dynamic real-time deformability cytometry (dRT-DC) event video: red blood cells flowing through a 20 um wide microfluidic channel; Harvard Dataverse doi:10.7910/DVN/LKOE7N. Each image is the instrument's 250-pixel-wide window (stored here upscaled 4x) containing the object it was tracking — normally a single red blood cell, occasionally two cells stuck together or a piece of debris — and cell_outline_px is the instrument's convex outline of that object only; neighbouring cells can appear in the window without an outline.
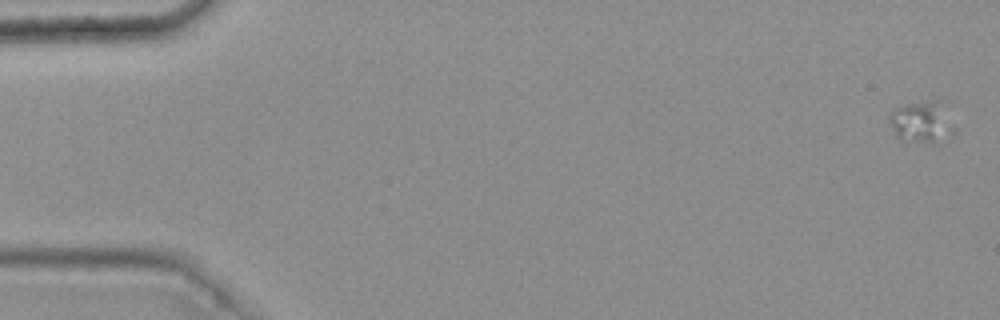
{"species": "common noctule bat (a hibernating species)", "species_latin": "Nyctalus noctula", "temperature_condition": "warm", "stored_images_in_passage": 5, "camera_frame_rate_fps": 3000, "um_per_image_px": 0.085, "animal": {"sex": "female", "body_mass_g": 25.1}, "frame": {"image": 1, "passage_image": 1, "time_ms": 0.0, "image_size_px": [1000, 320], "cell_outline_px": [[936, 144], [932, 144], [900, 140], [896, 136], [888, 120], [888, 116], [896, 108], [908, 104], [932, 104], [936, 136]], "centroid_in_image_um": [77.7, 10.49], "position_along_channel_um": 7.3, "area_um2": 11.21}}